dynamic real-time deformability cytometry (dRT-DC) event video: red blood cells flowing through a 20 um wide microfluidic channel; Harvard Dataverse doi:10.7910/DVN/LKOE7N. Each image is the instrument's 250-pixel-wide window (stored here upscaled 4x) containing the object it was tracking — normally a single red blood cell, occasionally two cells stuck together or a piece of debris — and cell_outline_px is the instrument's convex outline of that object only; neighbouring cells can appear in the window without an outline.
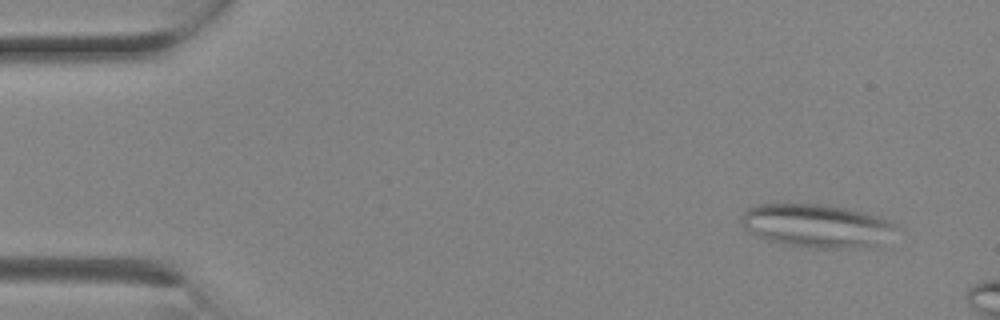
{"species": "Egyptian fruit bat (a non-hibernating species)", "species_latin": "Rousettus aegyptiacus", "temperature_condition": "room temperature", "stored_images_in_passage": 2, "camera_frame_rate_fps": 3000, "um_per_image_px": 0.085, "animal": {"sex": "female"}, "frame": {"image": 1, "passage_image": 1, "time_ms": 0.0, "image_size_px": [1000, 320], "cell_outline_px": [[896, 228], [880, 244], [872, 248], [808, 248], [784, 244], [768, 240], [756, 236], [744, 228], [740, 224], [740, 220], [744, 212], [748, 208], [756, 204], [828, 204], [880, 216], [892, 220], [896, 224]], "centroid_in_image_um": [69.42, 19.19], "position_along_channel_um": 15.6, "area_um2": 39.54}}